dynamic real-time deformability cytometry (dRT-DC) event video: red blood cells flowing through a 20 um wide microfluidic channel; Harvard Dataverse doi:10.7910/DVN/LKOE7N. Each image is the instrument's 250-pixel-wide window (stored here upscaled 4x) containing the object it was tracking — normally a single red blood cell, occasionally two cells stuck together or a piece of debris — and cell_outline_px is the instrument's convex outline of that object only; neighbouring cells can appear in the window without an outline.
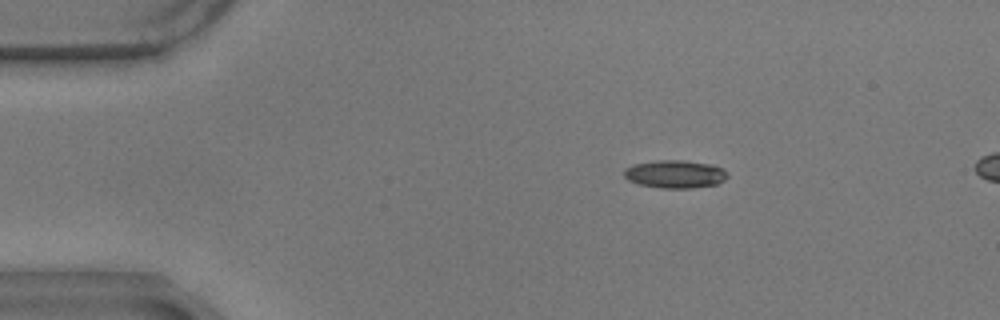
{"species": "common noctule bat (a hibernating species)", "species_latin": "Nyctalus noctula", "temperature_condition": "warm", "stored_images_in_passage": 49, "camera_frame_rate_fps": 3000, "um_per_image_px": 0.085, "animal": {"sex": "male", "body_mass_g": 17.9}, "frame": {"image": 1, "passage_image": 1, "time_ms": 0.0, "image_size_px": [1000, 320], "cell_outline_px": [[728, 176], [724, 180], [716, 184], [692, 188], [660, 188], [640, 184], [628, 180], [624, 176], [624, 168], [632, 164], [660, 160], [684, 160], [708, 164], [720, 168], [728, 172]], "centroid_in_image_um": [57.35, 14.8], "position_along_channel_um": 27.6, "area_um2": 16.76}}
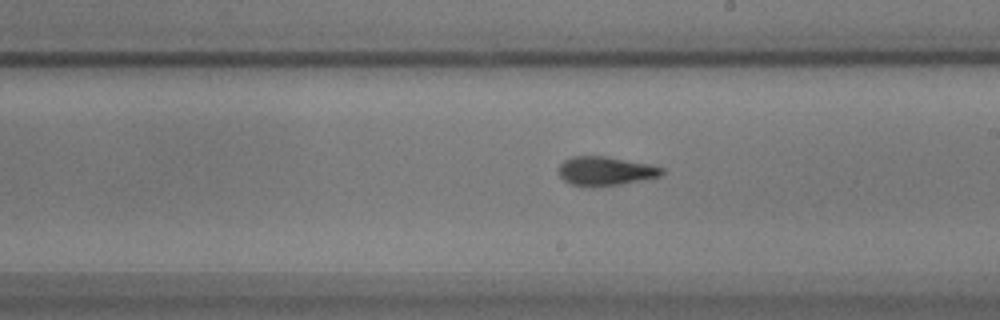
{"frame": {"image": 2, "passage_image": 24, "time_ms": 7.667, "image_size_px": [1000, 320], "cell_outline_px": [[664, 172], [660, 176], [620, 184], [592, 188], [572, 184], [564, 180], [556, 172], [560, 164], [564, 160], [572, 156], [604, 156], [648, 164], [664, 168]], "centroid_in_image_um": [51.4, 14.55], "position_along_channel_um": 237.6, "area_um2": 17.46}}
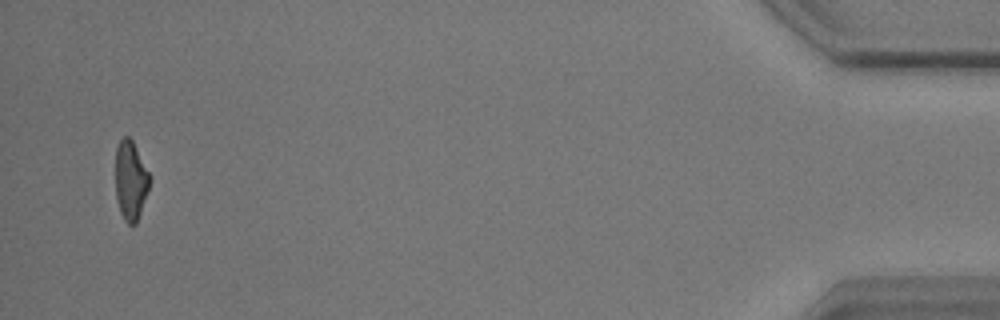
{"frame": {"image": 3, "passage_image": 47, "time_ms": 15.333, "image_size_px": [1000, 320], "cell_outline_px": [[152, 180], [136, 224], [128, 224], [124, 220], [120, 212], [116, 196], [116, 148], [120, 140], [124, 136], [128, 136], [132, 140], [152, 176]], "centroid_in_image_um": [11.13, 15.33], "position_along_channel_um": 424.1, "area_um2": 15.95}, "authors_computed_cell_mechanics": {"area_um2": 17.2244, "velocity_mm_per_s": 3.5167, "shape_relaxation_time_tau1_ms": 7.474, "shape_relaxation_time_tau2_ms": 2.4456, "deformation_change_tau1": 0.2105, "deformation_change_tau2": 0.1125}}